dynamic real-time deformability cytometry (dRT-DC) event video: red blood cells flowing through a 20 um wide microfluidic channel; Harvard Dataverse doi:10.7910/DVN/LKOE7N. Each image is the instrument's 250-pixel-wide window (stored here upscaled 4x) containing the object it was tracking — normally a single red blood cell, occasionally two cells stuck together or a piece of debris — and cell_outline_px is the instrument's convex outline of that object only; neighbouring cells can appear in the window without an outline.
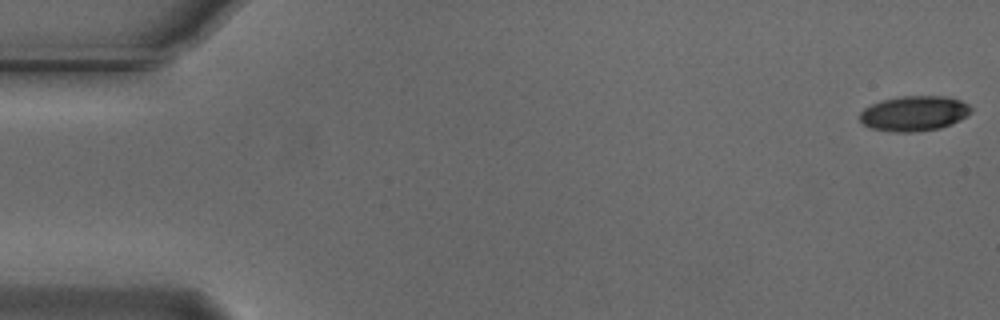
{"species": "Egyptian fruit bat (a non-hibernating species)", "species_latin": "Rousettus aegyptiacus", "temperature_condition": "cold", "stored_images_in_passage": 11, "camera_frame_rate_fps": 3000, "um_per_image_px": 0.085, "animal": {"sex": "male"}, "frame": {"image": 1, "passage_image": 1, "time_ms": 0.0, "image_size_px": [1000, 320], "cell_outline_px": [[972, 112], [960, 120], [952, 124], [940, 128], [912, 132], [896, 132], [872, 128], [864, 124], [860, 120], [860, 112], [864, 108], [880, 100], [900, 96], [944, 96], [960, 100], [968, 104], [972, 108]], "centroid_in_image_um": [77.71, 9.63], "position_along_channel_um": 7.3, "area_um2": 22.77}}